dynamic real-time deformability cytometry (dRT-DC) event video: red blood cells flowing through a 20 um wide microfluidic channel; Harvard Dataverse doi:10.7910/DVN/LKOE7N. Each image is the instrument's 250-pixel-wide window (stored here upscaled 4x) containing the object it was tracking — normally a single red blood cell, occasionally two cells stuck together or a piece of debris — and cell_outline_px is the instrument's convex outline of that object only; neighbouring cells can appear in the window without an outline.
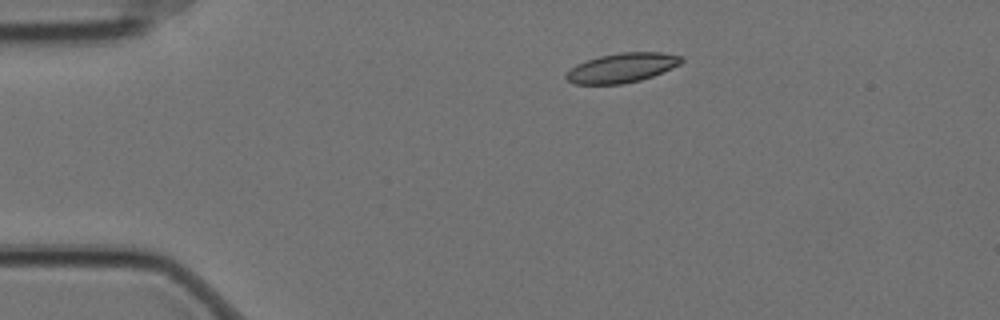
{"species": "Egyptian fruit bat (a non-hibernating species)", "species_latin": "Rousettus aegyptiacus", "temperature_condition": "cold", "stored_images_in_passage": 4, "segment_of_instrument_passage": [1, 2], "camera_frame_rate_fps": 3000, "um_per_image_px": 0.085, "animal": {"sex": "female"}, "frame": {"image": 1, "passage_image": 1, "time_ms": 0.0, "image_size_px": [1000, 320], "cell_outline_px": [[684, 60], [680, 64], [672, 68], [652, 76], [640, 80], [624, 84], [572, 84], [564, 76], [576, 64], [600, 56], [620, 52], [660, 52], [680, 56]], "centroid_in_image_um": [52.86, 5.77], "position_along_channel_um": 32.1, "area_um2": 19.65}}